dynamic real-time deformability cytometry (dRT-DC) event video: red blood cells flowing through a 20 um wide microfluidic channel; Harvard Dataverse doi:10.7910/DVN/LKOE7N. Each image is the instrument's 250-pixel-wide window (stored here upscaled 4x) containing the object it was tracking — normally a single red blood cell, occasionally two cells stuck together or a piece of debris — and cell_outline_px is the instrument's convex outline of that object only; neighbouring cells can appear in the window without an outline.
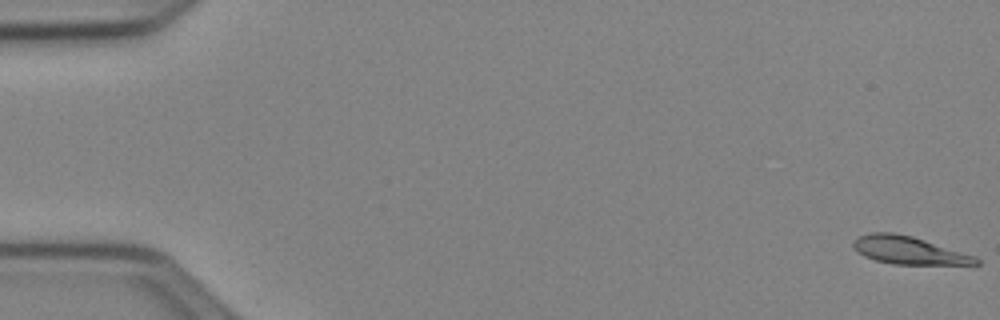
{"species": "Egyptian fruit bat (a non-hibernating species)", "species_latin": "Rousettus aegyptiacus", "temperature_condition": "cold", "stored_images_in_passage": 53, "camera_frame_rate_fps": 3000, "um_per_image_px": 0.085, "animal": {"sex": "female"}, "frame": {"image": 1, "passage_image": 1, "time_ms": 0.0, "image_size_px": [1000, 320], "cell_outline_px": [[980, 264], [892, 264], [876, 260], [864, 256], [856, 252], [852, 244], [860, 236], [872, 232], [892, 232], [912, 236], [972, 256], [980, 260]], "centroid_in_image_um": [77.17, 21.27], "position_along_channel_um": 7.8, "area_um2": 19.31}}
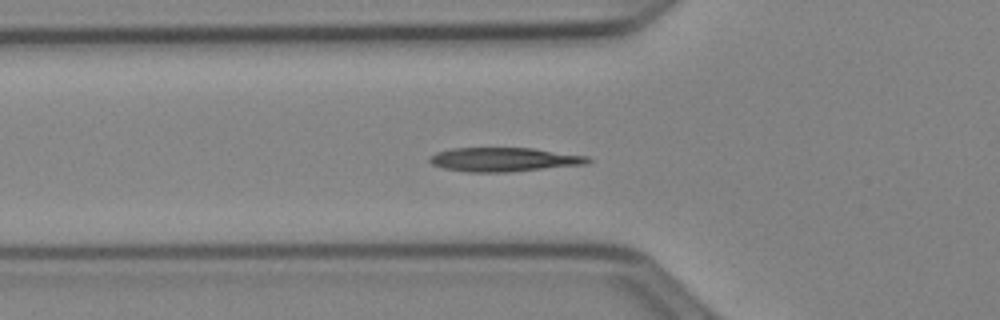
{"frame": {"image": 2, "passage_image": 19, "time_ms": 6.0, "image_size_px": [1000, 320], "cell_outline_px": [[592, 160], [588, 164], [508, 172], [468, 172], [444, 168], [432, 164], [428, 160], [436, 152], [452, 148], [532, 148], [588, 156]], "centroid_in_image_um": [42.86, 13.56], "position_along_channel_um": 82.9, "area_um2": 22.08}}
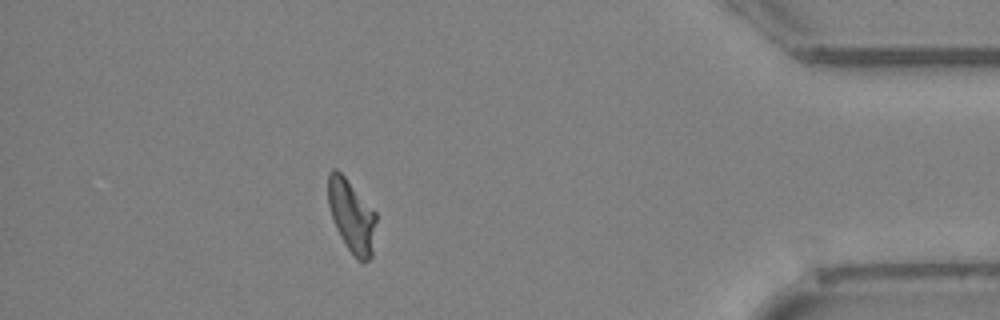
{"frame": {"image": 3, "passage_image": 47, "time_ms": 15.333, "image_size_px": [1000, 320], "cell_outline_px": [[376, 220], [372, 256], [368, 260], [356, 260], [340, 236], [336, 228], [328, 204], [328, 172], [332, 168], [336, 168], [344, 176], [376, 212]], "centroid_in_image_um": [29.88, 18.35], "position_along_channel_um": 405.3, "area_um2": 20.17}, "authors_computed_cell_mechanics": {"area_um2": 20.808, "velocity_mm_per_s": 3.9215, "shape_relaxation_time_tau1_ms": 6.6811, "shape_relaxation_time_tau2_ms": 2.2281, "deformation_change_tau1": 0.213, "deformation_change_tau2": 0.0907}}